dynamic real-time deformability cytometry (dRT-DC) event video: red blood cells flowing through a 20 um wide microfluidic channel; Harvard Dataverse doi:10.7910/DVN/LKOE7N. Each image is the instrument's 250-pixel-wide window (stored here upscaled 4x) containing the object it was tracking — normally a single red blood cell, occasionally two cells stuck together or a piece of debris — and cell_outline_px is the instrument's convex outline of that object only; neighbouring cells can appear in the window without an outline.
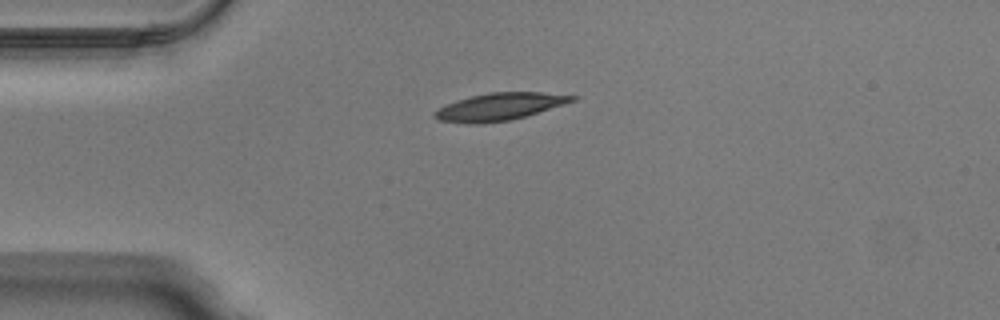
{"species": "Egyptian fruit bat (a non-hibernating species)", "species_latin": "Rousettus aegyptiacus", "temperature_condition": "warm", "stored_images_in_passage": 39, "camera_frame_rate_fps": 3000, "um_per_image_px": 0.085, "animal": {"sex": "male"}, "frame": {"image": 1, "passage_image": 1, "time_ms": 0.0, "image_size_px": [1000, 320], "cell_outline_px": [[580, 96], [576, 100], [564, 104], [512, 120], [480, 124], [468, 124], [436, 120], [432, 116], [432, 112], [456, 100], [488, 92], [544, 92]], "centroid_in_image_um": [42.45, 9.07], "position_along_channel_um": 42.6, "area_um2": 22.08}}
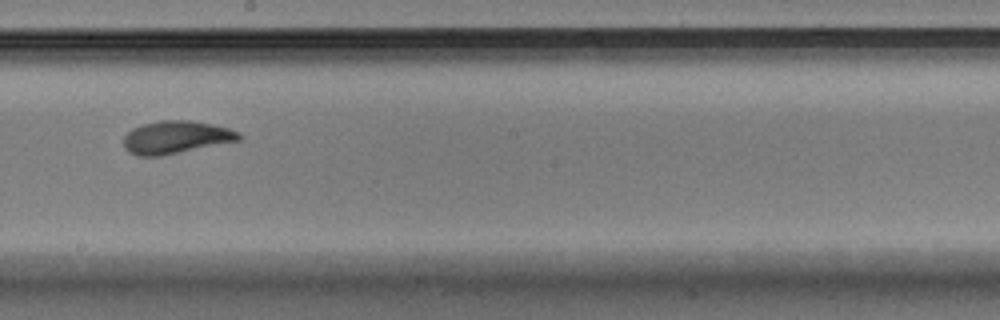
{"frame": {"image": 2, "passage_image": 17, "time_ms": 5.333, "image_size_px": [1000, 320], "cell_outline_px": [[244, 136], [240, 140], [160, 156], [136, 156], [128, 152], [124, 148], [124, 136], [132, 128], [144, 124], [160, 120], [192, 120], [212, 124], [228, 128], [240, 132]], "centroid_in_image_um": [14.96, 11.66], "position_along_channel_um": 233.2, "area_um2": 22.08}}
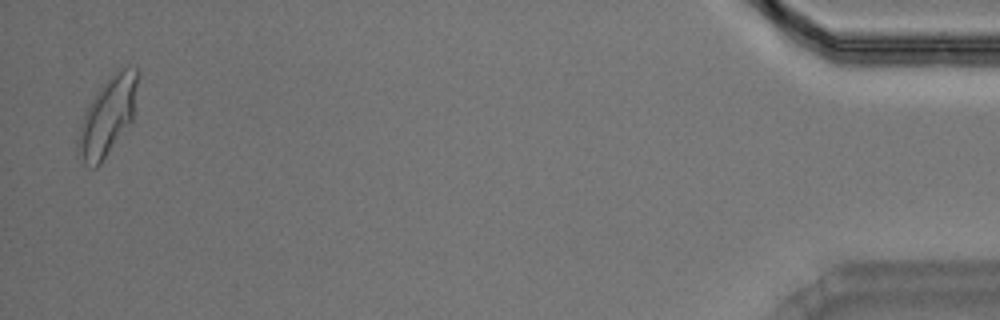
{"frame": {"image": 3, "passage_image": 38, "time_ms": 12.333, "image_size_px": [1000, 320], "cell_outline_px": [[140, 72], [132, 120], [100, 164], [96, 168], [92, 168], [76, 152], [76, 144], [80, 124], [84, 112], [88, 104], [100, 84], [108, 76], [124, 68], [136, 68]], "centroid_in_image_um": [9.13, 9.84], "position_along_channel_um": 426.1, "area_um2": 27.11}, "authors_computed_cell_mechanics": {"area_um2": 21.9062, "velocity_mm_per_s": 4.0019, "shape_relaxation_time_tau1_ms": 2.9471, "shape_relaxation_time_tau2_ms": 1.4156, "deformation_change_tau1": 0.1672, "deformation_change_tau2": 0.0774}}